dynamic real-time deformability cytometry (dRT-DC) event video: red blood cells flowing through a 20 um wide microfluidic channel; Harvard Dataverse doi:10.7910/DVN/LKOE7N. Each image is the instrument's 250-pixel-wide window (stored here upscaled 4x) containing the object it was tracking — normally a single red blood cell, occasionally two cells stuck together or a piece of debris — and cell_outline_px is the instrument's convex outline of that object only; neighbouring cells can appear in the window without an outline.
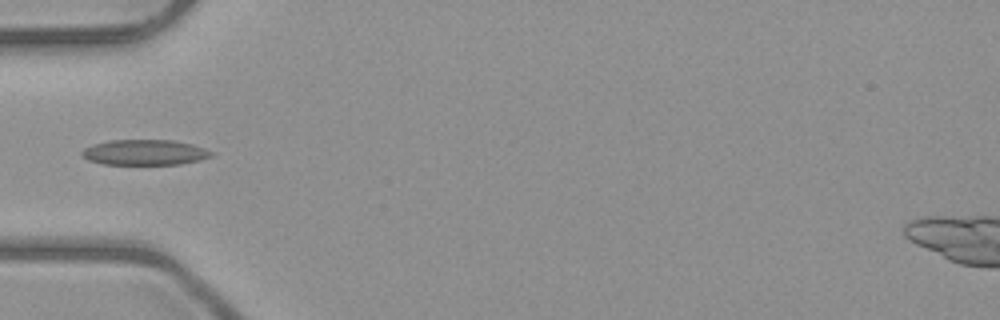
{"species": "common noctule bat (a hibernating species)", "species_latin": "Nyctalus noctula", "temperature_condition": "room temperature", "stored_images_in_passage": 5, "camera_frame_rate_fps": 3000, "um_per_image_px": 0.085, "animal": {"sex": "male", "body_mass_g": 23.1, "forearm_length_mm": 52.7}, "frame": {"image": 1, "passage_image": 5, "time_ms": 4.333, "image_size_px": [1000, 320], "cell_outline_px": [[216, 152], [212, 156], [200, 160], [180, 164], [100, 164], [88, 160], [80, 156], [80, 152], [84, 148], [92, 144], [108, 140], [172, 140], [192, 144]], "centroid_in_image_um": [12.27, 12.95], "position_along_channel_um": 72.7, "area_um2": 19.42}}